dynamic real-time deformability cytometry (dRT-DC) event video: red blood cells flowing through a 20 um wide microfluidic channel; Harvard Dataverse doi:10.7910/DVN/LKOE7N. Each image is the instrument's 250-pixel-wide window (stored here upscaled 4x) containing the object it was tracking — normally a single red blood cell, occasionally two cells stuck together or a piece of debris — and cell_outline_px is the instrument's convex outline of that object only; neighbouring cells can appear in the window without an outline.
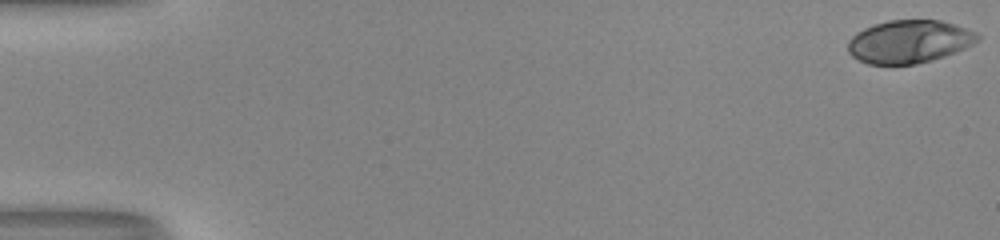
{"species": "human", "species_latin": "Homo sapiens", "temperature_condition": "room temperature", "stored_images_in_passage": 53, "camera_frame_rate_fps": 3000, "um_per_image_px": 0.085, "donor": {"sex": "male"}, "frame": {"image": 1, "passage_image": 1, "time_ms": 0.0, "image_size_px": [1000, 240], "cell_outline_px": [[980, 40], [956, 52], [932, 60], [916, 64], [868, 64], [852, 56], [848, 52], [848, 40], [856, 32], [864, 28], [888, 20], [940, 20], [956, 24], [976, 32], [980, 36]], "centroid_in_image_um": [77.29, 3.53], "position_along_channel_um": 7.7, "area_um2": 32.48}}
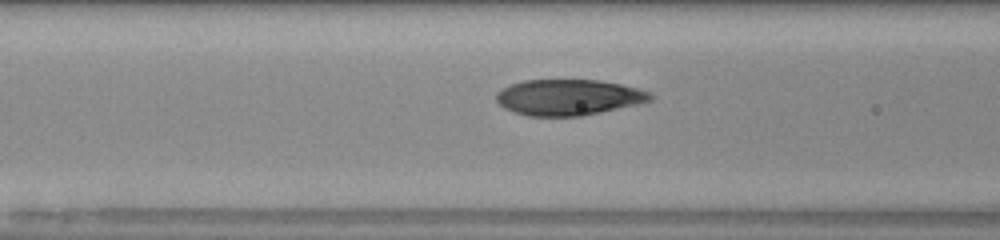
{"frame": {"image": 2, "passage_image": 23, "time_ms": 7.333, "image_size_px": [1000, 240], "cell_outline_px": [[652, 100], [636, 104], [600, 112], [580, 116], [528, 116], [504, 108], [496, 100], [496, 92], [512, 84], [524, 80], [600, 80], [620, 84], [652, 92]], "centroid_in_image_um": [48.32, 8.27], "position_along_channel_um": 118.3, "area_um2": 31.96}}
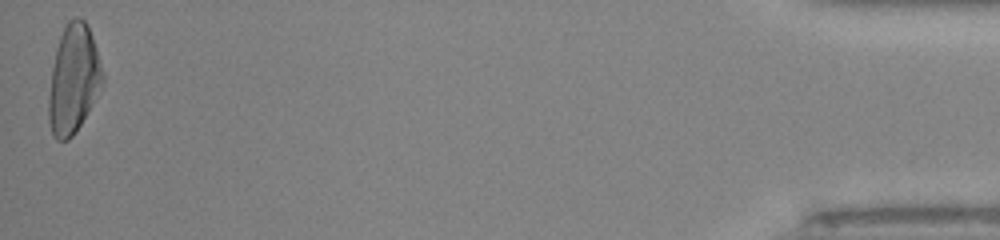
{"frame": {"image": 3, "passage_image": 53, "time_ms": 17.333, "image_size_px": [1000, 240], "cell_outline_px": [[104, 80], [80, 124], [72, 136], [68, 140], [56, 140], [52, 136], [48, 120], [48, 96], [52, 68], [56, 48], [64, 24], [68, 20], [76, 16], [80, 16], [88, 24], [104, 72]], "centroid_in_image_um": [6.22, 6.69], "position_along_channel_um": 429.0, "area_um2": 34.04}, "authors_computed_cell_mechanics": {"area_um2": 32.7148, "velocity_mm_per_s": 4.0494, "shape_relaxation_time_tau1_ms": 5.4487, "shape_relaxation_time_tau2_ms": 0.7266, "deformation_change_tau1": 0.2437, "deformation_change_tau2": 0.0471}}